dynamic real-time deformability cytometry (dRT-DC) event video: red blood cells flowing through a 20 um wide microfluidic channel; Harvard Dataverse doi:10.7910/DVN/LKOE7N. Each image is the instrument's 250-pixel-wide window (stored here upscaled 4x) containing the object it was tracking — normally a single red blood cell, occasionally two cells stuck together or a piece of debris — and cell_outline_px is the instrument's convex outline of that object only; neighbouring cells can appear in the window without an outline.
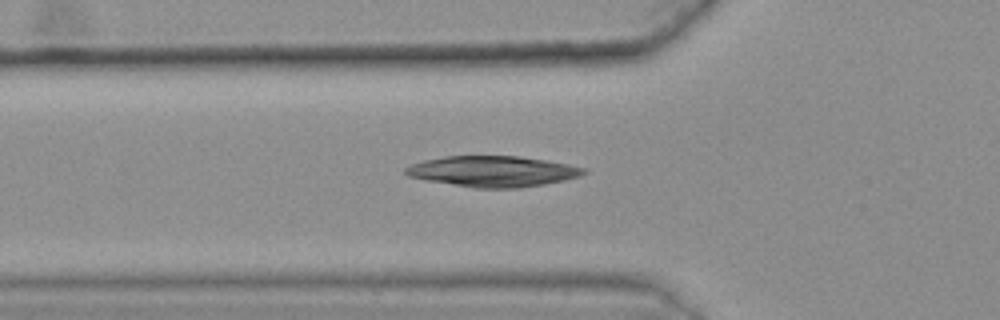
{"species": "common noctule bat (a hibernating species)", "species_latin": "Nyctalus noctula", "temperature_condition": "warm", "stored_images_in_passage": 31, "camera_frame_rate_fps": 3000, "um_per_image_px": 0.085, "animal": {"sex": "female", "body_mass_g": 25.1}, "frame": {"image": 1, "passage_image": 2, "time_ms": 0.333, "image_size_px": [1000, 320], "cell_outline_px": [[588, 172], [580, 176], [564, 180], [544, 184], [520, 188], [476, 188], [428, 180], [408, 176], [404, 172], [404, 168], [412, 164], [424, 160], [444, 156], [520, 156], [548, 160], [568, 164], [584, 168]], "centroid_in_image_um": [41.91, 14.56], "position_along_channel_um": 83.9, "area_um2": 31.91}}
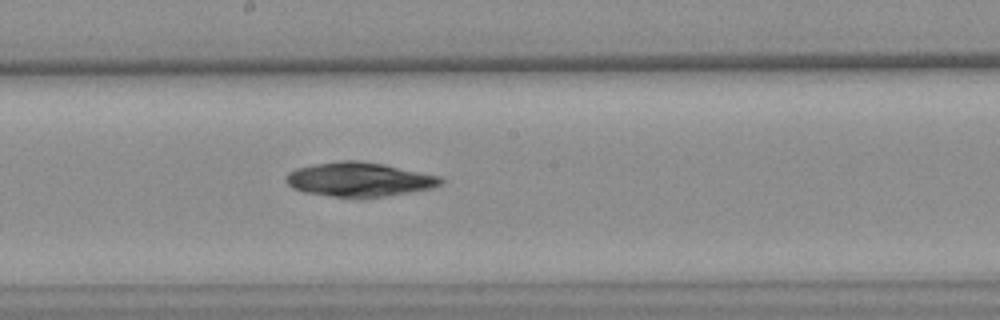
{"frame": {"image": 2, "passage_image": 13, "time_ms": 4.0, "image_size_px": [1000, 320], "cell_outline_px": [[444, 180], [440, 184], [432, 188], [384, 196], [332, 196], [304, 192], [292, 188], [284, 180], [288, 172], [296, 168], [316, 164], [340, 160], [356, 160], [384, 164], [440, 176]], "centroid_in_image_um": [30.5, 15.23], "position_along_channel_um": 217.7, "area_um2": 30.4}}
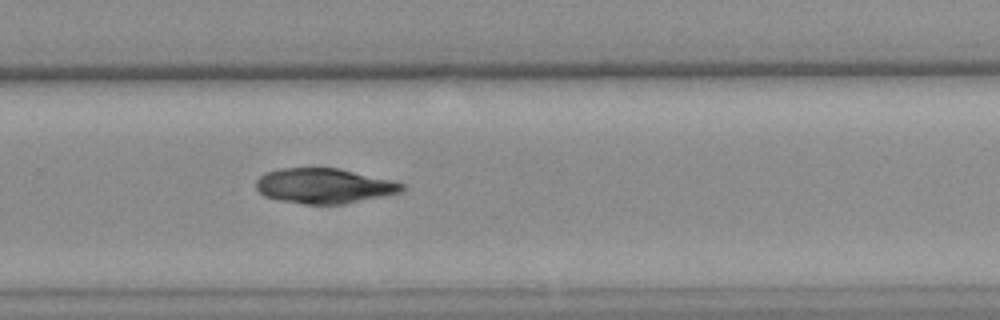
{"frame": {"image": 3, "passage_image": 20, "time_ms": 6.333, "image_size_px": [1000, 320], "cell_outline_px": [[404, 188], [400, 192], [344, 204], [304, 204], [276, 200], [264, 196], [256, 188], [256, 180], [264, 172], [280, 168], [340, 168], [392, 180], [404, 184]], "centroid_in_image_um": [27.5, 15.79], "position_along_channel_um": 302.3, "area_um2": 29.88}}